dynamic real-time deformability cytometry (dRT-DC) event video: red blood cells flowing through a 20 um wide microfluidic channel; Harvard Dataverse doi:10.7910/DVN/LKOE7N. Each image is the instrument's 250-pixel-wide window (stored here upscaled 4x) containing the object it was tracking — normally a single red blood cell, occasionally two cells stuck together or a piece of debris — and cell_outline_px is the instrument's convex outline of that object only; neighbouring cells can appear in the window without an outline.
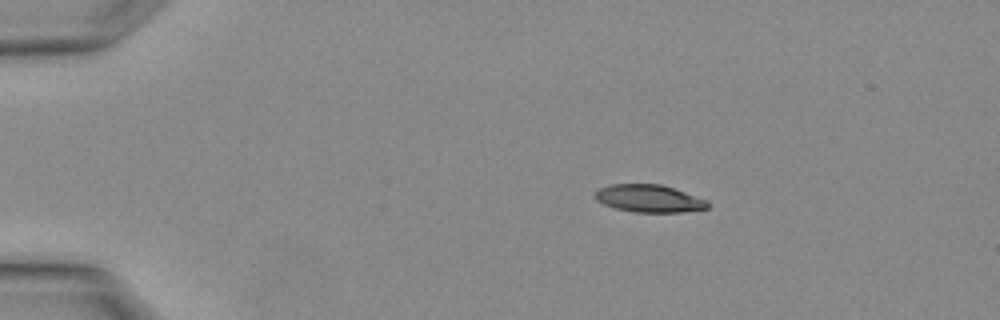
{"species": "Egyptian fruit bat (a non-hibernating species)", "species_latin": "Rousettus aegyptiacus", "temperature_condition": "warm", "stored_images_in_passage": 2, "camera_frame_rate_fps": 3000, "um_per_image_px": 0.085, "animal": {"sex": "female"}, "frame": {"image": 1, "passage_image": 1, "time_ms": 0.0, "image_size_px": [1000, 320], "cell_outline_px": [[708, 208], [680, 212], [632, 212], [616, 208], [604, 204], [596, 200], [596, 192], [600, 188], [608, 184], [660, 184], [708, 200]], "centroid_in_image_um": [55.16, 16.87], "position_along_channel_um": 29.8, "area_um2": 17.86}}